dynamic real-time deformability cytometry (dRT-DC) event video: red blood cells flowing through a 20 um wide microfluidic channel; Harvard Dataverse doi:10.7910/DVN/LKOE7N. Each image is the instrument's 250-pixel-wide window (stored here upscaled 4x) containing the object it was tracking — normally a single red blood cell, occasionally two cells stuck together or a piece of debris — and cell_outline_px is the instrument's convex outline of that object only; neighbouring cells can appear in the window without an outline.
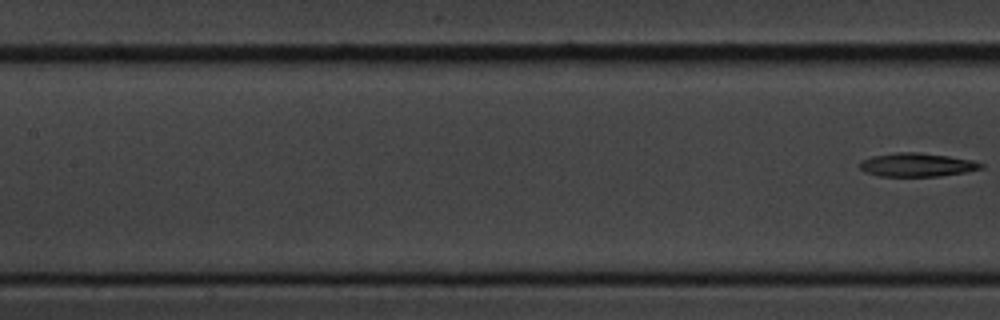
{"species": "common noctule bat (a hibernating species)", "species_latin": "Nyctalus noctula", "temperature_condition": "cold", "stored_images_in_passage": 9, "segment_of_instrument_passage": [2, 2], "camera_frame_rate_fps": 3000, "um_per_image_px": 0.085, "animal": {"sex": "male", "body_mass_g": 20.1, "forearm_length_mm": 53.5}, "frame": {"image": 1, "passage_image": 9, "time_ms": 10.0, "image_size_px": [1000, 320], "cell_outline_px": [[984, 168], [964, 172], [940, 176], [880, 176], [864, 172], [860, 168], [860, 164], [864, 160], [876, 156], [896, 152], [916, 152], [948, 156], [972, 160], [984, 164]], "centroid_in_image_um": [77.98, 14.02], "position_along_channel_um": 129.4, "area_um2": 16.42}}